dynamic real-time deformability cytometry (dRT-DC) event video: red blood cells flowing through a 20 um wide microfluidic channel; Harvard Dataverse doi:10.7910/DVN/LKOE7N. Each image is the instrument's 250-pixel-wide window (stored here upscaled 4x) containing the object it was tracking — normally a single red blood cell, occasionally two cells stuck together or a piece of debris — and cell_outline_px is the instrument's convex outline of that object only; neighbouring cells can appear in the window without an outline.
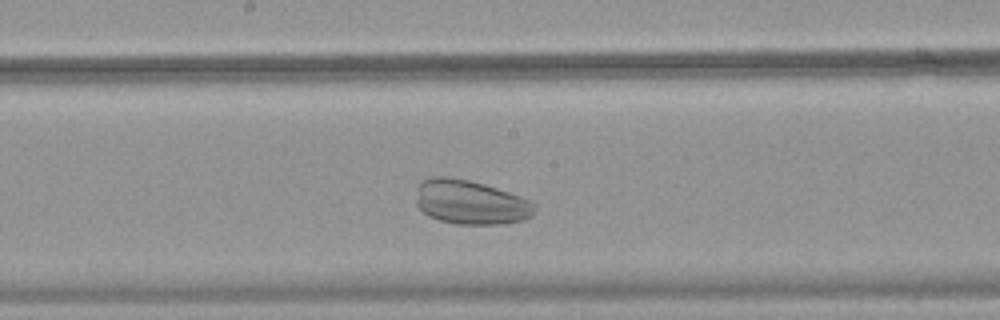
{"species": "common noctule bat (a hibernating species)", "species_latin": "Nyctalus noctula", "temperature_condition": "warm", "stored_images_in_passage": 34, "camera_frame_rate_fps": 3000, "um_per_image_px": 0.085, "animal": {"sex": "female", "body_mass_g": 18.4}, "frame": {"image": 1, "passage_image": 19, "time_ms": 6.0, "image_size_px": [1000, 320], "cell_outline_px": [[536, 204], [532, 216], [524, 220], [504, 224], [456, 224], [440, 220], [428, 216], [416, 204], [416, 188], [424, 180], [432, 176], [444, 176], [468, 180], [484, 184], [520, 196]], "centroid_in_image_um": [39.99, 17.2], "position_along_channel_um": 208.2, "area_um2": 30.58}}
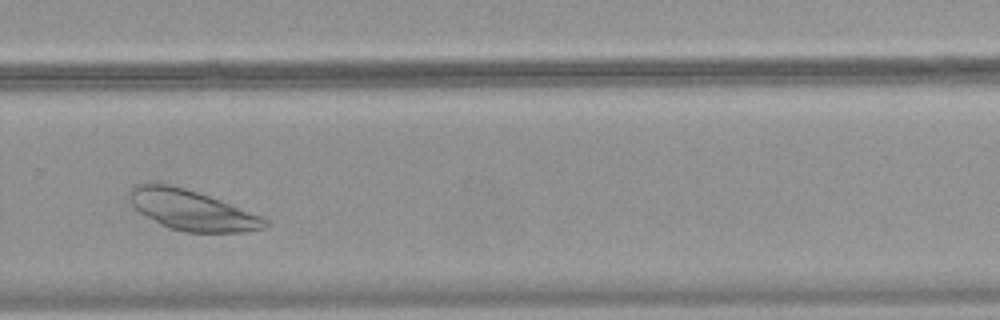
{"frame": {"image": 2, "passage_image": 27, "time_ms": 8.667, "image_size_px": [1000, 320], "cell_outline_px": [[268, 224], [264, 228], [244, 232], [184, 232], [168, 228], [160, 224], [140, 212], [132, 204], [128, 192], [136, 184], [168, 184], [184, 188], [208, 196], [260, 216], [268, 220]], "centroid_in_image_um": [16.29, 17.88], "position_along_channel_um": 313.5, "area_um2": 31.04}}
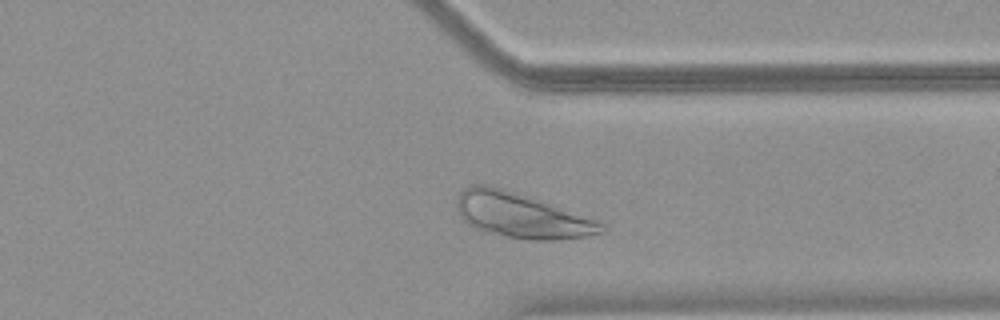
{"frame": {"image": 3, "passage_image": 31, "time_ms": 10.0, "image_size_px": [1000, 320], "cell_outline_px": [[608, 232], [588, 236], [560, 240], [532, 240], [504, 236], [476, 228], [468, 224], [460, 216], [456, 208], [456, 204], [460, 192], [464, 188], [472, 184], [488, 184], [504, 188], [596, 220], [604, 224], [608, 228]], "centroid_in_image_um": [44.33, 18.31], "position_along_channel_um": 367.1, "area_um2": 37.8}}